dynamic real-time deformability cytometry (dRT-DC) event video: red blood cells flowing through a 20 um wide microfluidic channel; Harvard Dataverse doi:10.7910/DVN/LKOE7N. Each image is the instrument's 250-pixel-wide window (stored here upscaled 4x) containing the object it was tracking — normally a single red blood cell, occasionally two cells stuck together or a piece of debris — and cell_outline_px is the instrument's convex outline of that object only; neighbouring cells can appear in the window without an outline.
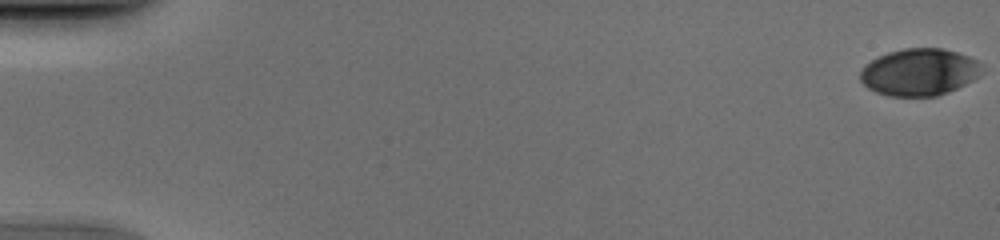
{"species": "human", "species_latin": "Homo sapiens", "temperature_condition": "cold", "stored_images_in_passage": 53, "camera_frame_rate_fps": 3000, "um_per_image_px": 0.085, "donor": {"sex": "male"}, "frame": {"image": 1, "passage_image": 1, "time_ms": 0.0, "image_size_px": [1000, 240], "cell_outline_px": [[984, 64], [980, 76], [948, 92], [936, 96], [888, 96], [876, 92], [868, 88], [860, 80], [860, 72], [864, 64], [876, 56], [888, 52], [904, 48], [944, 48], [968, 56]], "centroid_in_image_um": [78.13, 6.12], "position_along_channel_um": 6.9, "area_um2": 33.64}}
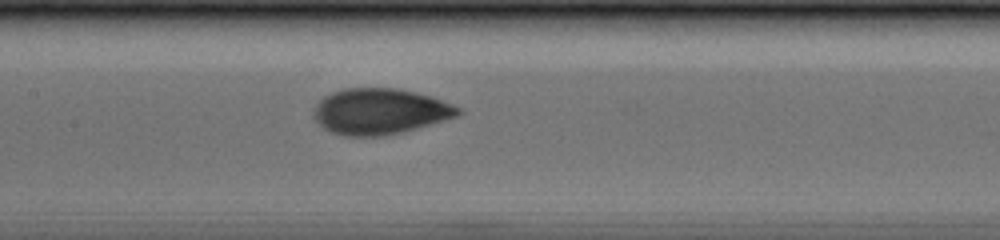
{"frame": {"image": 2, "passage_image": 27, "time_ms": 8.667, "image_size_px": [1000, 240], "cell_outline_px": [[464, 112], [456, 116], [416, 128], [384, 136], [344, 136], [332, 132], [324, 128], [312, 116], [316, 104], [324, 96], [332, 92], [344, 88], [396, 88], [416, 92], [452, 104], [460, 108]], "centroid_in_image_um": [32.26, 9.47], "position_along_channel_um": 175.1, "area_um2": 38.32}}
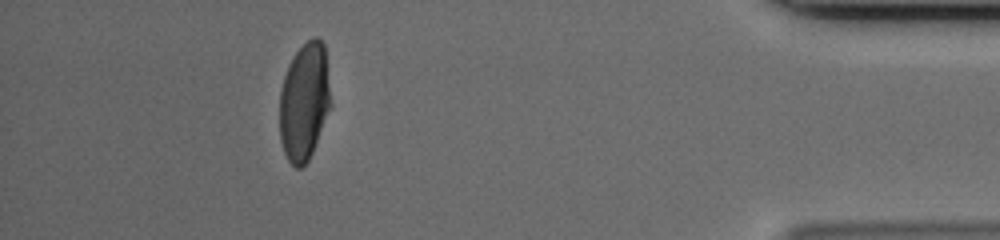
{"frame": {"image": 3, "passage_image": 48, "time_ms": 15.667, "image_size_px": [1000, 240], "cell_outline_px": [[332, 108], [312, 152], [308, 160], [300, 168], [296, 168], [288, 160], [284, 152], [280, 140], [280, 92], [284, 76], [288, 64], [292, 56], [312, 36], [316, 36], [324, 44], [332, 104]], "centroid_in_image_um": [25.88, 8.64], "position_along_channel_um": 409.3, "area_um2": 35.37}}